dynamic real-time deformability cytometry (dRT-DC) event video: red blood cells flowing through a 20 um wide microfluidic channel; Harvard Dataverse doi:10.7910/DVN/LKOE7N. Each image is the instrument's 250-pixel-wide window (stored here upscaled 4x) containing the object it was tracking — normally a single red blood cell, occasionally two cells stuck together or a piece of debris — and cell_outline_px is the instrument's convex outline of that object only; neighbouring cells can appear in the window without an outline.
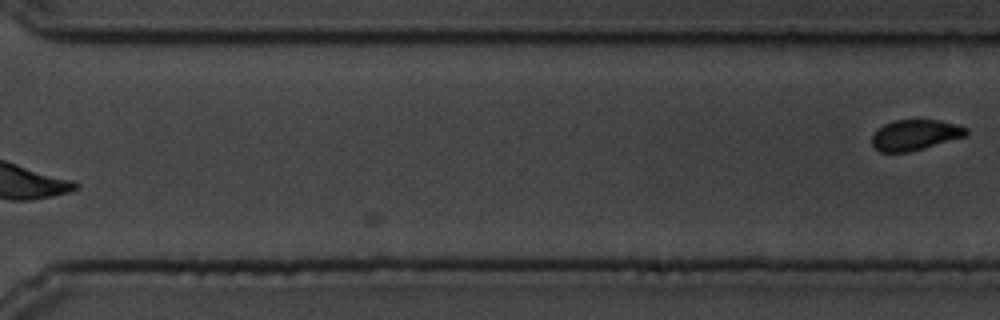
{"species": "common noctule bat (a hibernating species)", "species_latin": "Nyctalus noctula", "temperature_condition": "cold", "stored_images_in_passage": 18, "segment_of_instrument_passage": [2, 2], "camera_frame_rate_fps": 3000, "um_per_image_px": 0.085, "animal": {"sex": "male", "body_mass_g": 19.5, "forearm_length_mm": 54.6}, "frame": {"image": 1, "passage_image": 18, "time_ms": 5.667, "image_size_px": [1000, 320], "cell_outline_px": [[968, 132], [964, 136], [924, 148], [908, 152], [880, 152], [872, 144], [872, 136], [884, 124], [896, 120], [940, 120], [956, 124], [968, 128]], "centroid_in_image_um": [77.79, 11.46], "position_along_channel_um": 292.8, "area_um2": 16.53}}